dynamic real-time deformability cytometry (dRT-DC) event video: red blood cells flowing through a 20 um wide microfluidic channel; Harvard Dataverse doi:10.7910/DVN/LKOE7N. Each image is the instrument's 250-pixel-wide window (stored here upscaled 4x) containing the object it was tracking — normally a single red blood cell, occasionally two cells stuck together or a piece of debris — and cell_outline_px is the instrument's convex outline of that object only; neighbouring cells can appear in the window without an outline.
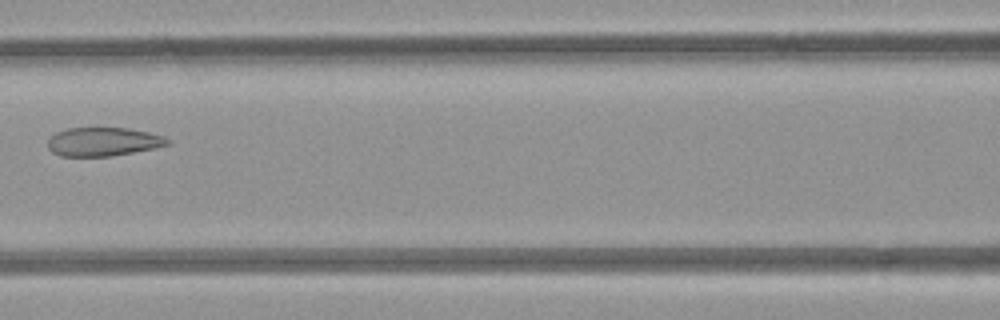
{"species": "common noctule bat (a hibernating species)", "species_latin": "Nyctalus noctula", "temperature_condition": "room temperature", "stored_images_in_passage": 3, "camera_frame_rate_fps": 3000, "um_per_image_px": 0.085, "animal": {"sex": "female", "body_mass_g": 21.9}, "frame": {"image": 1, "passage_image": 3, "time_ms": 2.333, "image_size_px": [1000, 320], "cell_outline_px": [[172, 140], [168, 144], [152, 148], [112, 156], [60, 156], [52, 152], [48, 148], [48, 140], [56, 132], [68, 128], [128, 128], [148, 132], [164, 136]], "centroid_in_image_um": [8.76, 12.04], "position_along_channel_um": 157.8, "area_um2": 19.88}}